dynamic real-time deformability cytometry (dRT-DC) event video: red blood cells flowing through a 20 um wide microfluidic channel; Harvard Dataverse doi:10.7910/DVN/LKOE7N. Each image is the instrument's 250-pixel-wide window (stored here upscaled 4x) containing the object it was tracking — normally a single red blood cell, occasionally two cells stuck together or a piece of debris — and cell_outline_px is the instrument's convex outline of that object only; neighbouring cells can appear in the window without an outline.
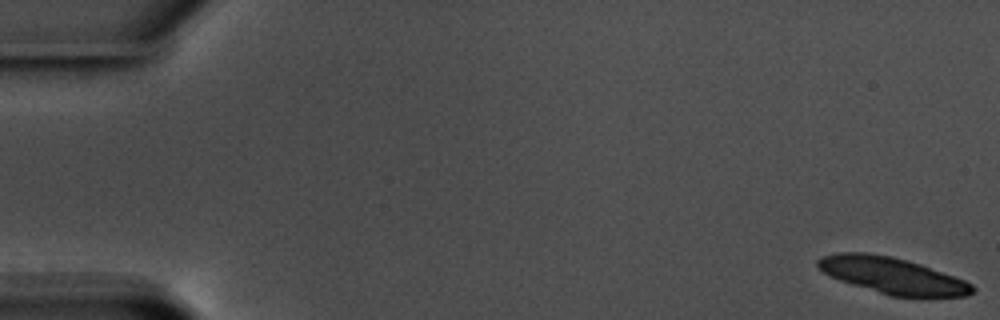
{"species": "common noctule bat (a hibernating species)", "species_latin": "Nyctalus noctula", "temperature_condition": "warm", "stored_images_in_passage": 55, "segment_of_instrument_passage": [1, 2], "camera_frame_rate_fps": 3000, "um_per_image_px": 0.085, "animal": {"sex": "male", "body_mass_g": 17.5, "forearm_length_mm": 52.3}, "frame": {"image": 1, "passage_image": 1, "time_ms": 0.0, "image_size_px": [1000, 320], "cell_outline_px": [[976, 288], [972, 292], [964, 296], [892, 296], [852, 284], [840, 280], [824, 272], [816, 264], [816, 260], [820, 256], [840, 252], [868, 252], [892, 256], [920, 264], [964, 280], [972, 284]], "centroid_in_image_um": [75.82, 23.39], "position_along_channel_um": 9.2, "area_um2": 32.19}}